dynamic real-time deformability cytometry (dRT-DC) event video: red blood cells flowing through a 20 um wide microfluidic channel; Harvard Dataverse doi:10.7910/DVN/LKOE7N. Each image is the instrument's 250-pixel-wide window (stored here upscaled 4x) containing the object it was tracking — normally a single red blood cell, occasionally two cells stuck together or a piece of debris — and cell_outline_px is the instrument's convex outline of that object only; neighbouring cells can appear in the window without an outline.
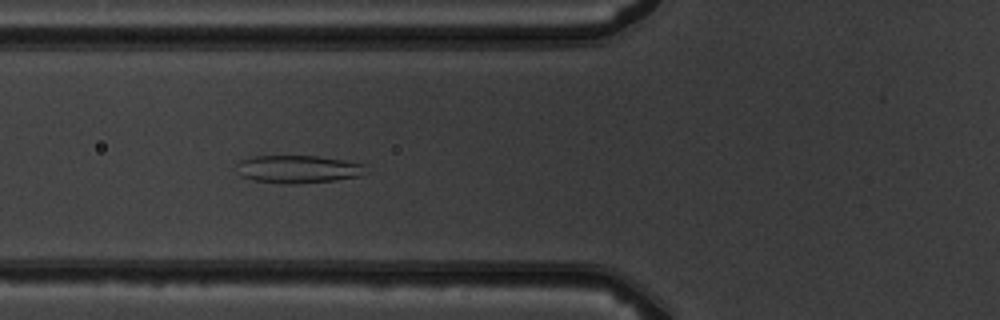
{"species": "common noctule bat (a hibernating species)", "species_latin": "Nyctalus noctula", "temperature_condition": "warm", "stored_images_in_passage": 6, "camera_frame_rate_fps": 3000, "um_per_image_px": 0.085, "animal": {"sex": "male", "body_mass_g": 19.5, "forearm_length_mm": 54.6}, "frame": {"image": 1, "passage_image": 5, "time_ms": 5.333, "image_size_px": [1000, 320], "cell_outline_px": [[368, 172], [360, 176], [336, 180], [296, 184], [280, 184], [252, 180], [240, 176], [236, 164], [240, 160], [252, 156], [316, 156], [344, 160], [364, 164]], "centroid_in_image_um": [25.33, 14.39], "position_along_channel_um": 100.5, "area_um2": 21.21}}